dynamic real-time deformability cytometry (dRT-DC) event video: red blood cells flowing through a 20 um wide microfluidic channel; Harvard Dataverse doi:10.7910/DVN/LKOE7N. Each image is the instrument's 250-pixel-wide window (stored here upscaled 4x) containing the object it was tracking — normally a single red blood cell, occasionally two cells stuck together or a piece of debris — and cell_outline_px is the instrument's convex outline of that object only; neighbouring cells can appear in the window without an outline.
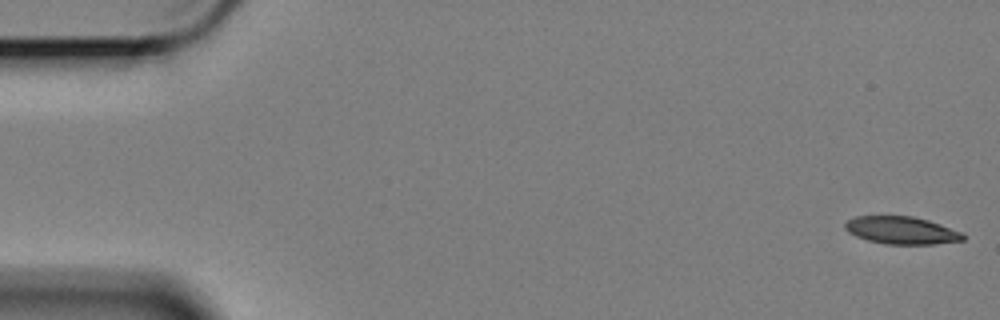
{"species": "Egyptian fruit bat (a non-hibernating species)", "species_latin": "Rousettus aegyptiacus", "temperature_condition": "cold", "stored_images_in_passage": 25, "camera_frame_rate_fps": 3000, "um_per_image_px": 0.085, "animal": {"sex": "female"}, "frame": {"image": 1, "passage_image": 1, "time_ms": 0.0, "image_size_px": [1000, 320], "cell_outline_px": [[964, 240], [932, 244], [884, 244], [868, 240], [856, 236], [848, 232], [844, 228], [844, 224], [848, 220], [856, 216], [912, 216], [928, 220], [940, 224], [960, 232], [964, 236]], "centroid_in_image_um": [76.59, 19.58], "position_along_channel_um": 8.4, "area_um2": 18.79}}
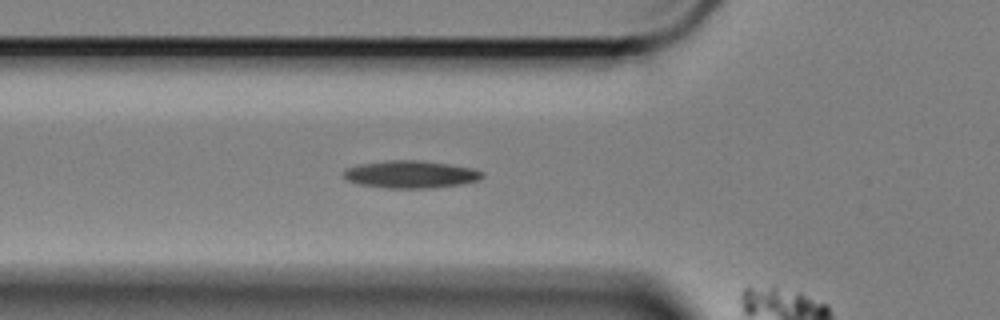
{"frame": {"image": 2, "passage_image": 20, "time_ms": 6.333, "image_size_px": [1000, 320], "cell_outline_px": [[484, 176], [480, 180], [460, 184], [432, 188], [388, 188], [360, 184], [348, 180], [344, 176], [344, 172], [348, 168], [360, 164], [388, 160], [420, 160], [448, 164], [472, 168], [484, 172]], "centroid_in_image_um": [34.96, 14.82], "position_along_channel_um": 90.8, "area_um2": 22.02}}
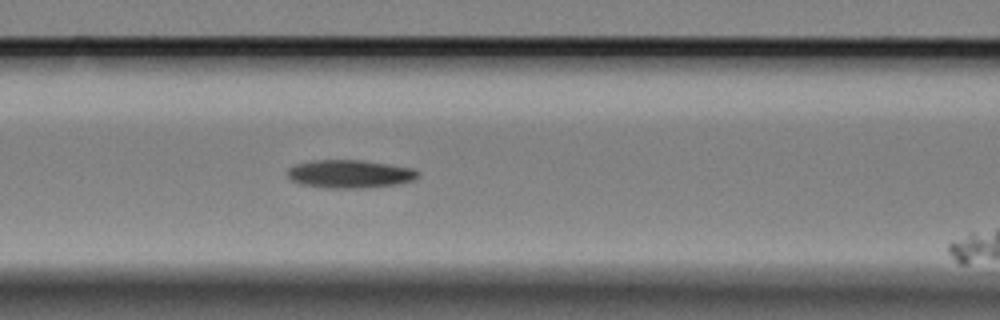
{"frame": {"image": 3, "passage_image": 24, "time_ms": 7.667, "image_size_px": [1000, 320], "cell_outline_px": [[420, 176], [416, 180], [396, 184], [364, 188], [324, 188], [300, 184], [292, 180], [288, 176], [288, 168], [296, 164], [312, 160], [360, 160], [388, 164], [412, 168], [420, 172]], "centroid_in_image_um": [29.75, 14.79], "position_along_channel_um": 136.8, "area_um2": 21.5}}